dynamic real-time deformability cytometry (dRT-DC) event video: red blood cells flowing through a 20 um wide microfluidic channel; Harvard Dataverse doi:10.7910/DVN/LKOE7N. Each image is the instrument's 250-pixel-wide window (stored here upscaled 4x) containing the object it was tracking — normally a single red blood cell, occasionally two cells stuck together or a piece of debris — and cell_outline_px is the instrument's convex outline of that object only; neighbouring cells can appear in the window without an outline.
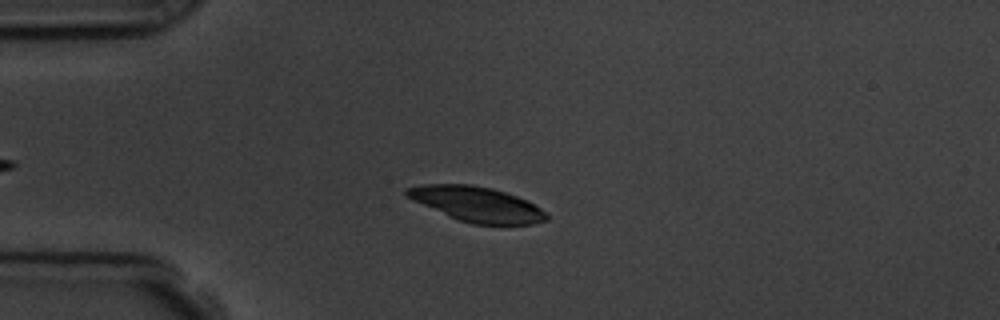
{"species": "common noctule bat (a hibernating species)", "species_latin": "Nyctalus noctula", "temperature_condition": "room temperature", "stored_images_in_passage": 6, "camera_frame_rate_fps": 3000, "um_per_image_px": 0.085, "animal": {"sex": "male", "body_mass_g": 19.5, "forearm_length_mm": 54.6}, "frame": {"image": 1, "passage_image": 4, "time_ms": 3.667, "image_size_px": [1000, 320], "cell_outline_px": [[548, 220], [532, 224], [472, 224], [448, 216], [408, 196], [404, 192], [404, 188], [424, 184], [468, 184], [492, 188], [528, 200], [540, 208], [548, 216]], "centroid_in_image_um": [40.57, 17.35], "position_along_channel_um": 44.4, "area_um2": 28.03}}